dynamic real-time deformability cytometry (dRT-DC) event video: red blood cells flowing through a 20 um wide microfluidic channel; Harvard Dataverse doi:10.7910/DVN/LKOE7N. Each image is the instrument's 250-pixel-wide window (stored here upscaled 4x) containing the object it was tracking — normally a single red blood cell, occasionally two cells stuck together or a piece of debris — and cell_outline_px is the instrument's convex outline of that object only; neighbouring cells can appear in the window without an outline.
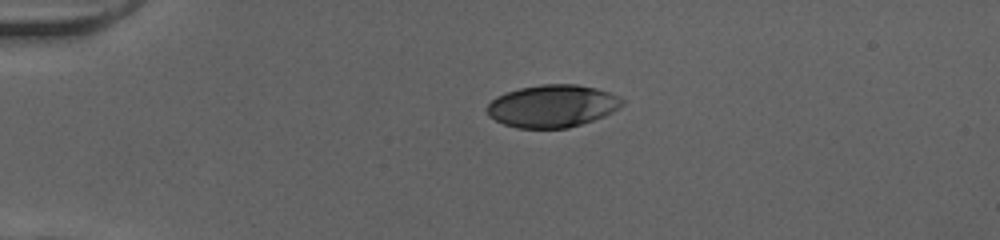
{"species": "human", "species_latin": "Homo sapiens", "temperature_condition": "cold", "stored_images_in_passage": 40, "camera_frame_rate_fps": 3000, "um_per_image_px": 0.085, "donor": {"sex": "female"}, "frame": {"image": 1, "passage_image": 1, "time_ms": 0.0, "image_size_px": [1000, 240], "cell_outline_px": [[624, 104], [612, 112], [604, 116], [568, 128], [516, 128], [504, 124], [488, 116], [484, 108], [496, 96], [504, 92], [520, 88], [540, 84], [576, 84], [596, 88], [620, 96], [624, 100]], "centroid_in_image_um": [46.92, 9.01], "position_along_channel_um": 38.1, "area_um2": 33.64}}
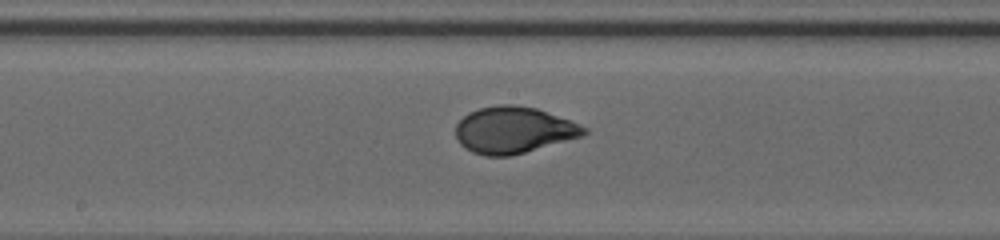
{"frame": {"image": 2, "passage_image": 17, "time_ms": 5.333, "image_size_px": [1000, 240], "cell_outline_px": [[588, 132], [584, 136], [512, 156], [484, 156], [472, 152], [464, 148], [456, 140], [456, 124], [468, 112], [480, 108], [500, 104], [512, 104], [536, 108], [568, 120], [588, 128]], "centroid_in_image_um": [43.64, 11.07], "position_along_channel_um": 204.6, "area_um2": 34.97}}
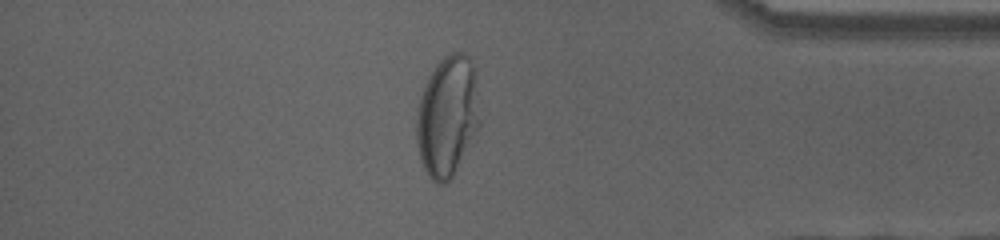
{"frame": {"image": 3, "passage_image": 33, "time_ms": 10.667, "image_size_px": [1000, 240], "cell_outline_px": [[480, 124], [452, 176], [444, 184], [440, 184], [432, 180], [428, 176], [424, 168], [420, 156], [416, 140], [416, 116], [420, 96], [428, 76], [436, 64], [444, 56], [452, 52], [460, 52], [468, 56], [472, 60], [480, 120]], "centroid_in_image_um": [38.0, 9.86], "position_along_channel_um": 397.2, "area_um2": 43.99}, "authors_computed_cell_mechanics": {"area_um2": 34.5355, "velocity_mm_per_s": 4.0409, "shape_relaxation_time_tau1_ms": 4.8607, "shape_relaxation_time_tau2_ms": null, "deformation_change_tau1": 0.2109, "deformation_change_tau2": null}}